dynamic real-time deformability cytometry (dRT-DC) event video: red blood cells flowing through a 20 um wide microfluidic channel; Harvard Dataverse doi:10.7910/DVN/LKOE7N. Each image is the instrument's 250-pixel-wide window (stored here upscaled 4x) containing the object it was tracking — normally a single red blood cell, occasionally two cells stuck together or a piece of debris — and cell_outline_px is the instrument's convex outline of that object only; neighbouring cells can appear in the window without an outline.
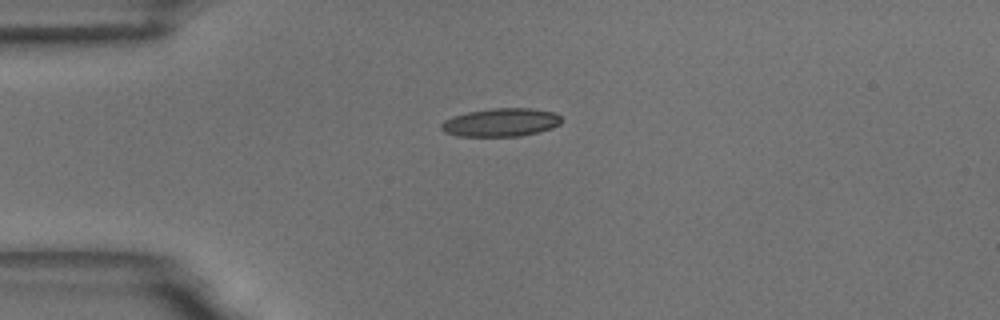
{"species": "common noctule bat (a hibernating species)", "species_latin": "Nyctalus noctula", "temperature_condition": "room temperature", "stored_images_in_passage": 43, "camera_frame_rate_fps": 3000, "um_per_image_px": 0.085, "animal": {"sex": "male", "body_mass_g": 18.8}, "frame": {"image": 1, "passage_image": 1, "time_ms": 0.0, "image_size_px": [1000, 320], "cell_outline_px": [[560, 124], [552, 128], [520, 136], [460, 136], [444, 132], [440, 128], [440, 124], [444, 120], [452, 116], [468, 112], [492, 108], [532, 108], [556, 112], [560, 116]], "centroid_in_image_um": [42.56, 10.39], "position_along_channel_um": 42.4, "area_um2": 19.83}}
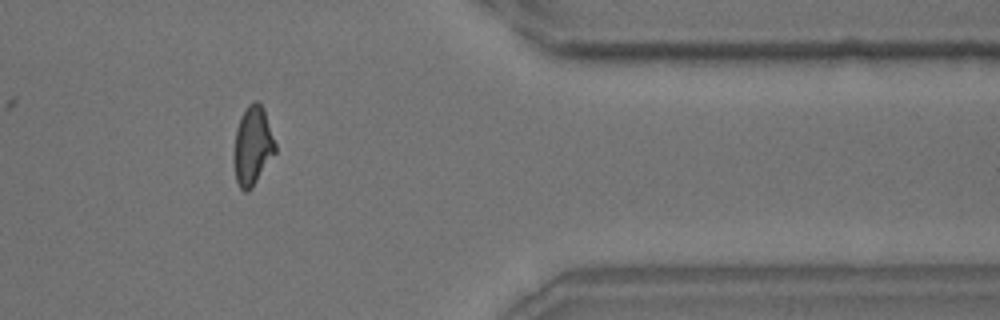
{"frame": {"image": 2, "passage_image": 33, "time_ms": 10.667, "image_size_px": [1000, 320], "cell_outline_px": [[276, 152], [252, 188], [248, 192], [244, 192], [240, 188], [236, 180], [232, 160], [232, 156], [236, 128], [240, 116], [248, 104], [252, 100], [256, 100], [264, 108], [276, 144]], "centroid_in_image_um": [21.45, 12.39], "position_along_channel_um": 390.0, "area_um2": 19.48}}
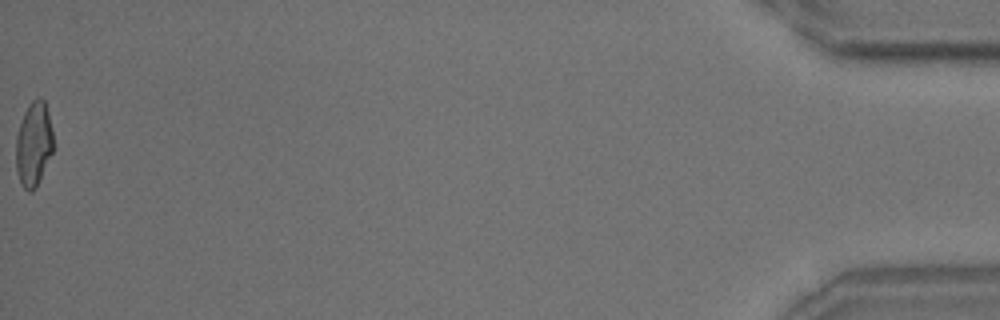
{"frame": {"image": 3, "passage_image": 43, "time_ms": 14.0, "image_size_px": [1000, 320], "cell_outline_px": [[56, 148], [36, 188], [32, 192], [28, 192], [20, 184], [16, 172], [16, 136], [24, 112], [28, 104], [36, 96], [40, 96], [44, 100], [48, 112]], "centroid_in_image_um": [2.89, 12.27], "position_along_channel_um": 432.3, "area_um2": 19.07}, "authors_computed_cell_mechanics": {"area_um2": 19.074, "velocity_mm_per_s": 3.6558, "shape_relaxation_time_tau1_ms": 8.2295, "shape_relaxation_time_tau2_ms": 1.3415, "deformation_change_tau1": 0.2234, "deformation_change_tau2": 0.0878}}